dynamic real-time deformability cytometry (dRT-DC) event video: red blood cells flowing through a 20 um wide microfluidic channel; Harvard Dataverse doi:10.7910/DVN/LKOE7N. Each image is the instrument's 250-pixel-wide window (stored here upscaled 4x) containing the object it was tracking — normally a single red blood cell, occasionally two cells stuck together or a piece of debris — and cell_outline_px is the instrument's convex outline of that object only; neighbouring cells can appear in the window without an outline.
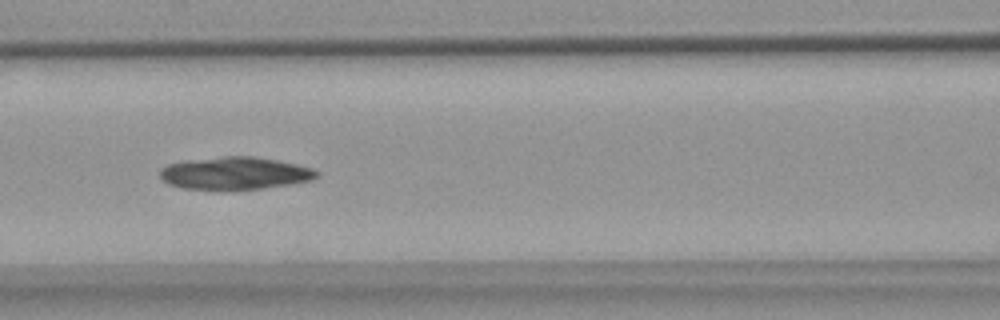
{"species": "common noctule bat (a hibernating species)", "species_latin": "Nyctalus noctula", "temperature_condition": "warm", "stored_images_in_passage": 9, "camera_frame_rate_fps": 3000, "um_per_image_px": 0.085, "animal": {"sex": "female", "body_mass_g": 18.4}, "frame": {"image": 1, "passage_image": 6, "time_ms": 7.333, "image_size_px": [1000, 320], "cell_outline_px": [[320, 176], [312, 180], [264, 188], [184, 188], [168, 184], [160, 180], [160, 168], [168, 164], [184, 160], [224, 156], [252, 156], [276, 160], [296, 164], [312, 168], [320, 172]], "centroid_in_image_um": [19.96, 14.7], "position_along_channel_um": 146.6, "area_um2": 29.42}}
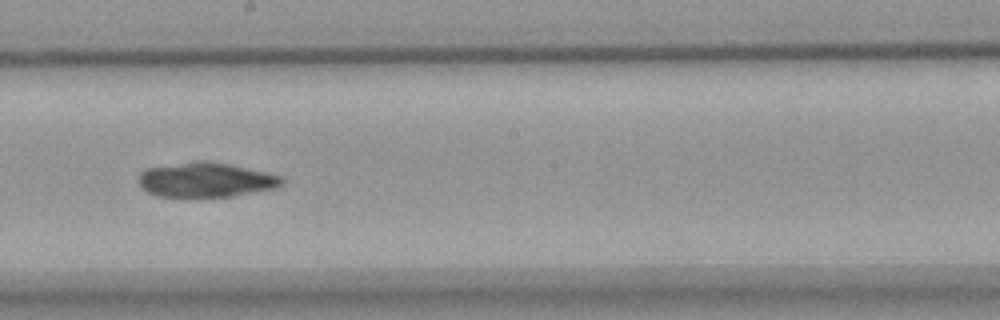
{"frame": {"image": 2, "passage_image": 8, "time_ms": 9.667, "image_size_px": [1000, 320], "cell_outline_px": [[284, 184], [276, 188], [232, 196], [156, 196], [140, 188], [136, 180], [140, 172], [144, 168], [192, 160], [208, 160], [232, 164], [280, 176], [284, 180]], "centroid_in_image_um": [17.42, 15.26], "position_along_channel_um": 230.8, "area_um2": 29.36}}
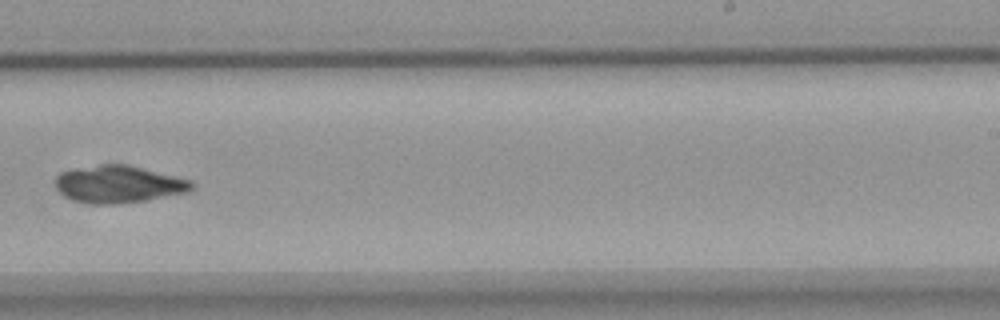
{"frame": {"image": 3, "passage_image": 9, "time_ms": 11.0, "image_size_px": [1000, 320], "cell_outline_px": [[196, 184], [188, 192], [144, 200], [116, 204], [92, 204], [72, 200], [64, 196], [56, 188], [56, 176], [60, 172], [72, 168], [100, 164], [128, 164], [192, 180]], "centroid_in_image_um": [10.06, 15.64], "position_along_channel_um": 278.9, "area_um2": 29.82}}